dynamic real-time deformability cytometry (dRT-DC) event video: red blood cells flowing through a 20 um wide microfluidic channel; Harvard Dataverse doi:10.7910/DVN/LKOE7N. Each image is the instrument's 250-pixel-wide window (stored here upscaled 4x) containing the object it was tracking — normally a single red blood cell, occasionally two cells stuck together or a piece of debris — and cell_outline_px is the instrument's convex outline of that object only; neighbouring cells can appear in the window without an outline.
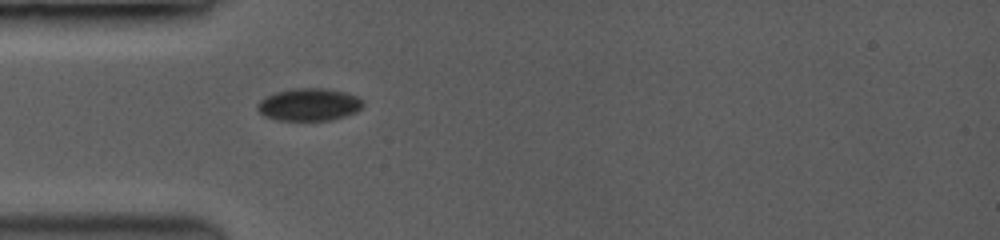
{"species": "common noctule bat (a hibernating species)", "species_latin": "Nyctalus noctula", "temperature_condition": "room temperature", "stored_images_in_passage": 13, "camera_frame_rate_fps": 3500, "um_per_image_px": 0.085, "animal": {"sex": "female", "body_mass_g": 19.0, "forearm_length_mm": 53.3}, "frame": {"image": 1, "passage_image": 1, "time_ms": 0.0, "image_size_px": [1000, 240], "cell_outline_px": [[364, 104], [356, 112], [332, 120], [280, 120], [268, 116], [260, 112], [260, 100], [276, 92], [300, 88], [320, 88], [344, 92], [356, 96]], "centroid_in_image_um": [26.32, 8.89], "position_along_channel_um": 58.7, "area_um2": 19.31}}
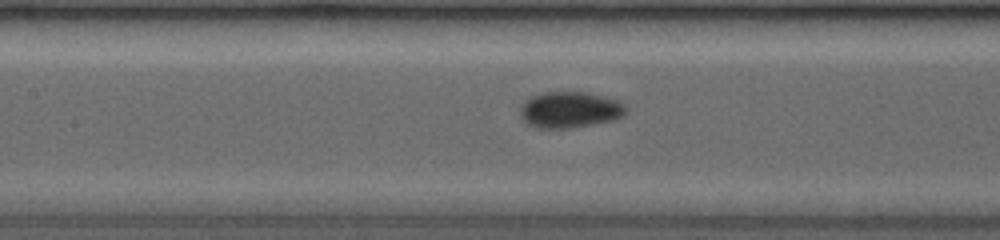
{"frame": {"image": 2, "passage_image": 8, "time_ms": 2.571, "image_size_px": [1000, 240], "cell_outline_px": [[624, 112], [620, 116], [612, 120], [592, 124], [568, 128], [540, 128], [528, 124], [524, 120], [520, 112], [520, 108], [532, 96], [544, 92], [580, 92], [612, 100], [620, 104], [624, 108]], "centroid_in_image_um": [48.34, 9.35], "position_along_channel_um": 159.1, "area_um2": 21.21}}
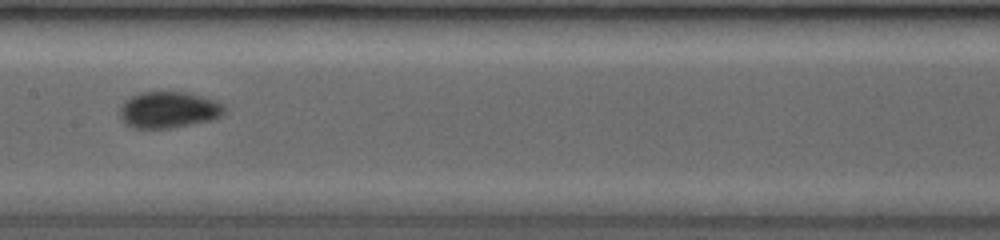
{"frame": {"image": 3, "passage_image": 12, "time_ms": 3.429, "image_size_px": [1000, 240], "cell_outline_px": [[224, 112], [220, 116], [208, 120], [168, 128], [136, 128], [128, 124], [120, 116], [120, 108], [132, 96], [144, 92], [180, 92], [196, 96], [220, 104], [224, 108]], "centroid_in_image_um": [14.27, 9.35], "position_along_channel_um": 193.1, "area_um2": 20.98}}